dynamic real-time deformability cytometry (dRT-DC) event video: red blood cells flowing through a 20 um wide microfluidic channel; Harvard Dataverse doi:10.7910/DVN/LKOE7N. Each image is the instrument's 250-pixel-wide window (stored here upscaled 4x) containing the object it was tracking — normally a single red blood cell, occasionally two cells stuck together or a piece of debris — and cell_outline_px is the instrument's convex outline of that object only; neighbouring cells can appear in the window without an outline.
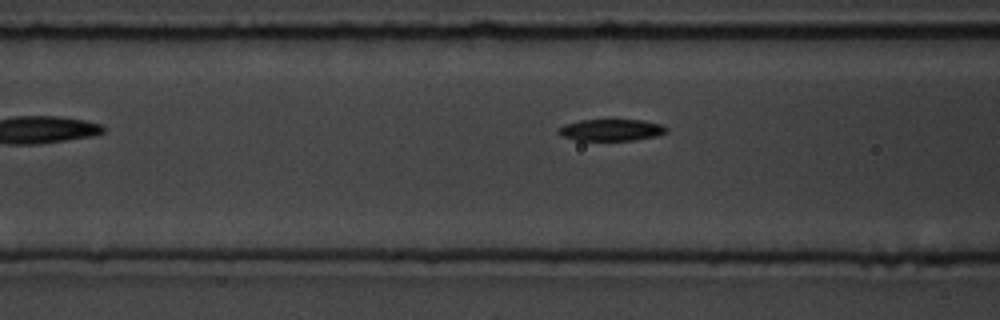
{"species": "common noctule bat (a hibernating species)", "species_latin": "Nyctalus noctula", "temperature_condition": "room temperature", "stored_images_in_passage": 4, "camera_frame_rate_fps": 3000, "um_per_image_px": 0.085, "animal": {"sex": "male", "body_mass_g": 19.5, "forearm_length_mm": 54.6}, "frame": {"image": 1, "passage_image": 3, "time_ms": 2.333, "image_size_px": [1000, 320], "cell_outline_px": [[668, 132], [656, 136], [636, 140], [576, 140], [560, 136], [556, 132], [556, 128], [564, 124], [580, 120], [644, 120], [664, 124], [668, 128]], "centroid_in_image_um": [51.95, 11.04], "position_along_channel_um": 114.6, "area_um2": 13.93}}
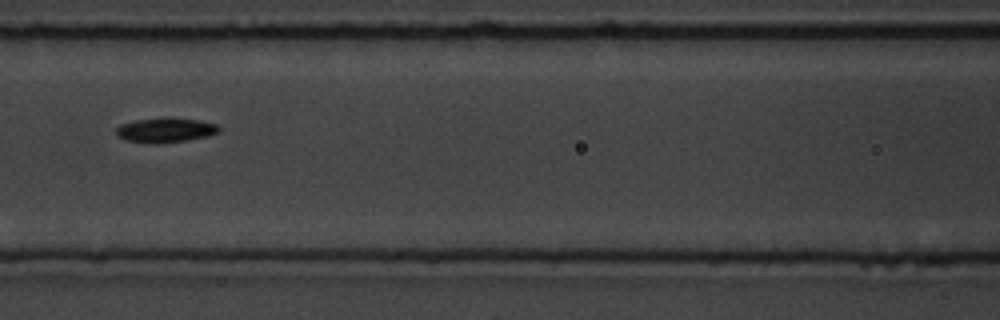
{"frame": {"image": 2, "passage_image": 4, "time_ms": 3.333, "image_size_px": [1000, 320], "cell_outline_px": [[220, 132], [208, 136], [188, 140], [152, 144], [124, 140], [116, 136], [116, 128], [120, 124], [136, 120], [164, 116], [168, 116], [200, 120], [216, 124], [220, 128]], "centroid_in_image_um": [14.05, 11.04], "position_along_channel_um": 152.6, "area_um2": 15.2}}